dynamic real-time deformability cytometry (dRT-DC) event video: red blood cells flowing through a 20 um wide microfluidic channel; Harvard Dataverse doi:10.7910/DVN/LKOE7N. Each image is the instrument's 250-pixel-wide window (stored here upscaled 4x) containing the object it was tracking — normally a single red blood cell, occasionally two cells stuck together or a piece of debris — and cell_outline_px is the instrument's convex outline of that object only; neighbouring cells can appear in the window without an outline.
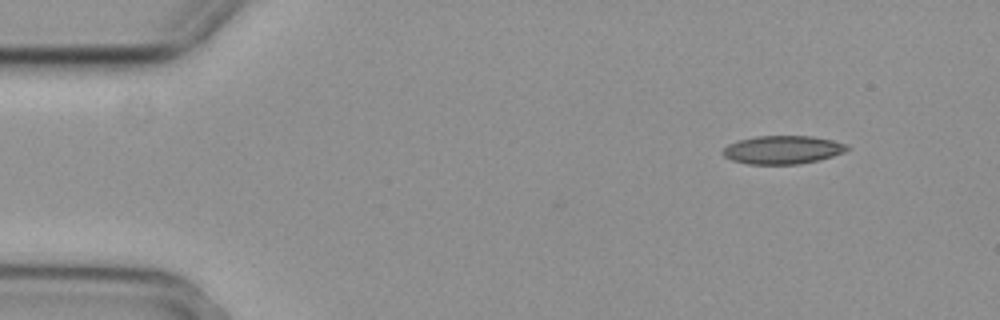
{"species": "common noctule bat (a hibernating species)", "species_latin": "Nyctalus noctula", "temperature_condition": "cold", "stored_images_in_passage": 2, "camera_frame_rate_fps": 3000, "um_per_image_px": 0.085, "animal": {"sex": "female", "body_mass_g": 29.2, "forearm_length_mm": 56.3}, "frame": {"image": 1, "passage_image": 2, "time_ms": 0.333, "image_size_px": [1000, 320], "cell_outline_px": [[852, 148], [844, 152], [832, 156], [800, 164], [748, 164], [732, 160], [724, 156], [720, 152], [728, 144], [740, 140], [756, 136], [812, 136], [832, 140], [848, 144]], "centroid_in_image_um": [66.54, 12.73], "position_along_channel_um": 18.5, "area_um2": 20.52}}